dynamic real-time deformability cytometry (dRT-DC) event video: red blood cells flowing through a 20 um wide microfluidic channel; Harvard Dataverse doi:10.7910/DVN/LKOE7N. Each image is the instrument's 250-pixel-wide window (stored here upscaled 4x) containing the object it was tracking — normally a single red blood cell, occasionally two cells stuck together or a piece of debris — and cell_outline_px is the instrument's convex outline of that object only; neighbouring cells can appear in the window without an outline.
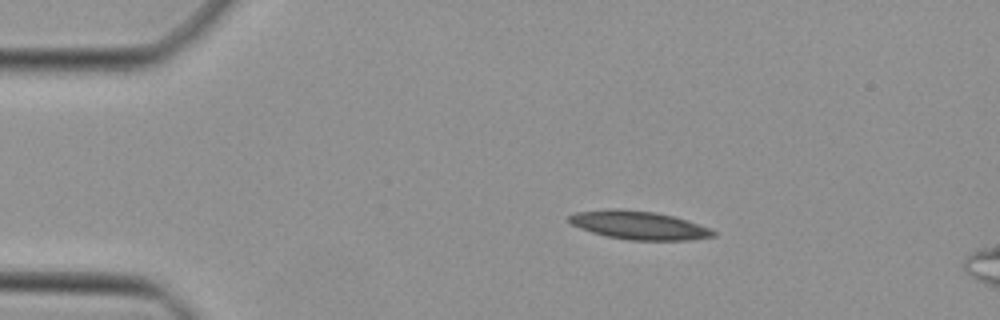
{"species": "Egyptian fruit bat (a non-hibernating species)", "species_latin": "Rousettus aegyptiacus", "temperature_condition": "cold", "stored_images_in_passage": 6, "camera_frame_rate_fps": 3000, "um_per_image_px": 0.085, "animal": {"sex": "female"}, "frame": {"image": 1, "passage_image": 1, "time_ms": 0.0, "image_size_px": [1000, 320], "cell_outline_px": [[716, 236], [688, 240], [628, 240], [608, 236], [592, 232], [580, 228], [572, 224], [568, 220], [568, 216], [576, 212], [612, 208], [616, 208], [656, 212], [688, 220], [708, 228], [716, 232]], "centroid_in_image_um": [54.29, 19.14], "position_along_channel_um": 30.7, "area_um2": 23.76}}